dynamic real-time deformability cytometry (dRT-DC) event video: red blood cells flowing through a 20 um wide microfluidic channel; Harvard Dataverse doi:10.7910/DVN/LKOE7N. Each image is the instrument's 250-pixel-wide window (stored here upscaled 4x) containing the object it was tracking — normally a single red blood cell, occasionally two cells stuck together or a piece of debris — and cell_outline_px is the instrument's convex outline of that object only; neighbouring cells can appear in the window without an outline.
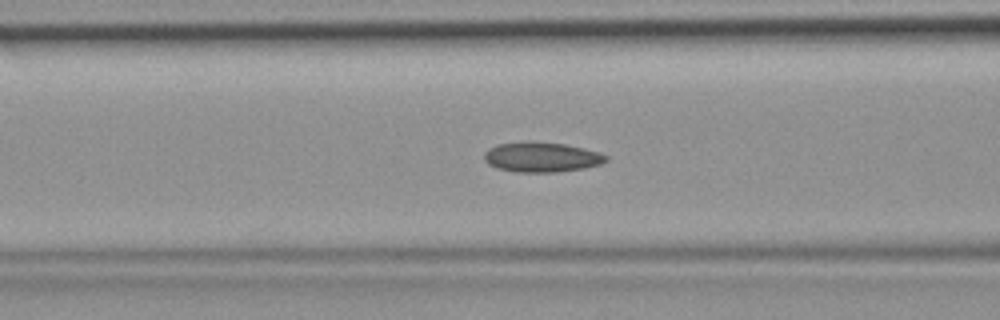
{"species": "common noctule bat (a hibernating species)", "species_latin": "Nyctalus noctula", "temperature_condition": "room temperature", "stored_images_in_passage": 47, "camera_frame_rate_fps": 3000, "um_per_image_px": 0.085, "animal": {"sex": "female", "body_mass_g": 19.9}, "frame": {"image": 1, "passage_image": 19, "time_ms": 6.0, "image_size_px": [1000, 320], "cell_outline_px": [[608, 160], [600, 164], [584, 168], [556, 172], [516, 172], [496, 168], [488, 164], [484, 160], [484, 152], [488, 148], [496, 144], [524, 140], [532, 140], [564, 144], [584, 148], [600, 152], [608, 156]], "centroid_in_image_um": [46.0, 13.33], "position_along_channel_um": 120.6, "area_um2": 21.73}}
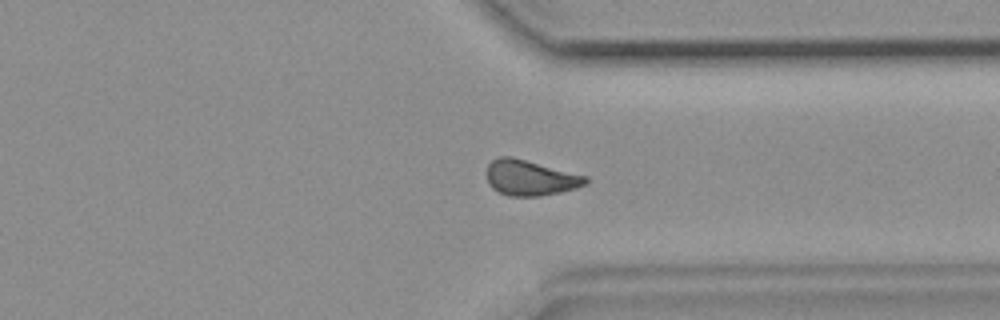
{"frame": {"image": 2, "passage_image": 36, "time_ms": 11.667, "image_size_px": [1000, 320], "cell_outline_px": [[588, 180], [584, 184], [576, 188], [560, 192], [540, 196], [508, 196], [492, 188], [488, 184], [488, 164], [492, 160], [500, 156], [512, 156], [588, 176]], "centroid_in_image_um": [45.07, 15.11], "position_along_channel_um": 366.3, "area_um2": 20.4}}
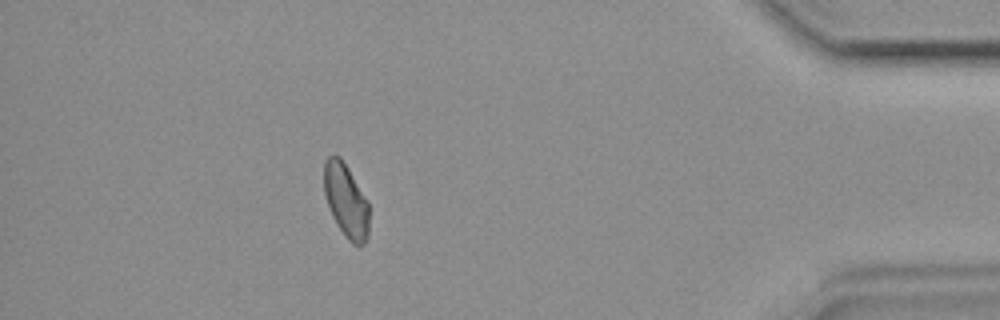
{"frame": {"image": 3, "passage_image": 42, "time_ms": 13.667, "image_size_px": [1000, 320], "cell_outline_px": [[368, 236], [364, 244], [356, 248], [344, 236], [336, 224], [332, 216], [324, 192], [324, 160], [328, 156], [340, 156], [368, 200]], "centroid_in_image_um": [29.41, 17.09], "position_along_channel_um": 405.8, "area_um2": 19.48}}